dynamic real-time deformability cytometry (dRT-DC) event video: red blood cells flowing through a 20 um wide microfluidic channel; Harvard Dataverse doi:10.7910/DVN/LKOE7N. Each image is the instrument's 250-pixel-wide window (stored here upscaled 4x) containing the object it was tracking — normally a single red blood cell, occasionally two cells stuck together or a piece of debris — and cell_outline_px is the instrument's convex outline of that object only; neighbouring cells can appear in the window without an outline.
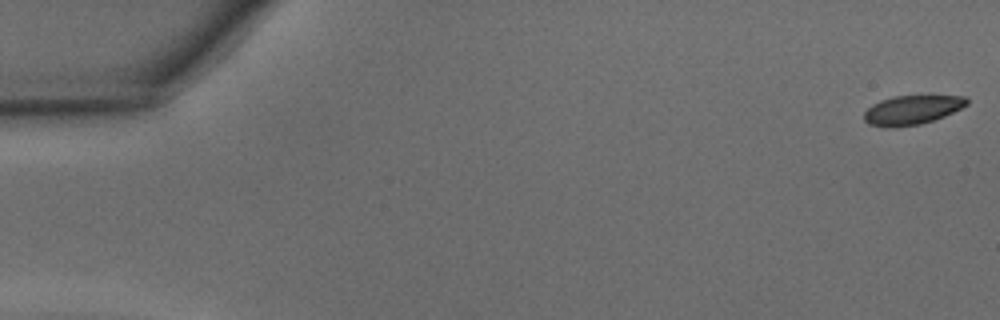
{"species": "common noctule bat (a hibernating species)", "species_latin": "Nyctalus noctula", "temperature_condition": "warm", "stored_images_in_passage": 10, "camera_frame_rate_fps": 3000, "um_per_image_px": 0.085, "animal": {"sex": "male", "body_mass_g": 15.6}, "frame": {"image": 1, "passage_image": 1, "time_ms": 0.0, "image_size_px": [1000, 320], "cell_outline_px": [[968, 104], [944, 116], [920, 124], [868, 124], [864, 120], [864, 112], [872, 104], [880, 100], [892, 96], [964, 96], [968, 100]], "centroid_in_image_um": [77.54, 9.29], "position_along_channel_um": 7.5, "area_um2": 16.59}}